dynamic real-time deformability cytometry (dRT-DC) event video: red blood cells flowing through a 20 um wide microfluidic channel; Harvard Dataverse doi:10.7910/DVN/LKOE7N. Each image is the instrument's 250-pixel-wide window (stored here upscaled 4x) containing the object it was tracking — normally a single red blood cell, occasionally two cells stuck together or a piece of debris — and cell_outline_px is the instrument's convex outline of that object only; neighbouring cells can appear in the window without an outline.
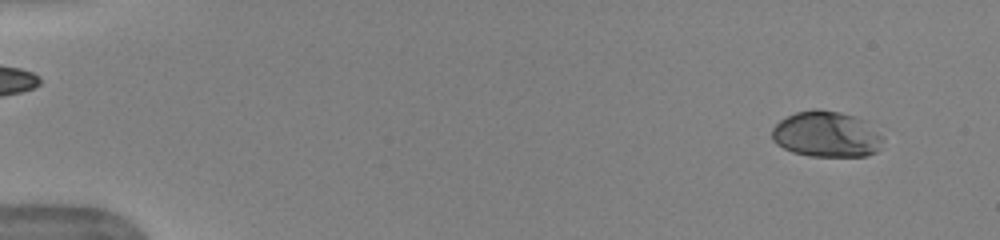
{"species": "human", "species_latin": "Homo sapiens", "temperature_condition": "warm", "stored_images_in_passage": 52, "camera_frame_rate_fps": 3000, "um_per_image_px": 0.085, "donor": {"sex": "female"}, "frame": {"image": 1, "passage_image": 4, "time_ms": 1.0, "image_size_px": [1000, 240], "cell_outline_px": [[884, 140], [876, 152], [864, 156], [808, 156], [792, 152], [776, 144], [772, 140], [772, 128], [780, 120], [796, 112], [812, 108], [820, 108], [840, 112], [852, 116], [860, 120], [880, 136]], "centroid_in_image_um": [70.16, 11.42], "position_along_channel_um": 14.8, "area_um2": 29.3}}
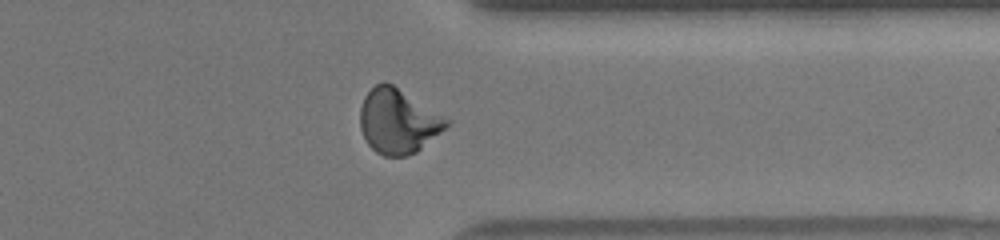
{"frame": {"image": 2, "passage_image": 42, "time_ms": 13.667, "image_size_px": [1000, 240], "cell_outline_px": [[452, 124], [416, 152], [408, 156], [384, 156], [376, 152], [368, 144], [360, 128], [360, 108], [364, 96], [376, 84], [384, 80], [392, 84], [452, 120]], "centroid_in_image_um": [33.86, 10.3], "position_along_channel_um": 377.5, "area_um2": 32.71}}
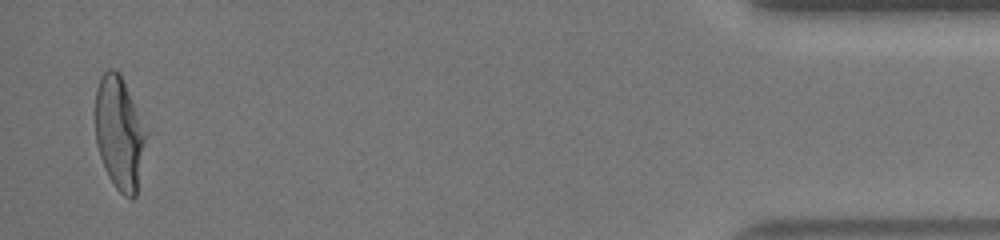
{"frame": {"image": 3, "passage_image": 51, "time_ms": 16.667, "image_size_px": [1000, 240], "cell_outline_px": [[148, 132], [136, 196], [132, 200], [124, 196], [116, 188], [108, 176], [104, 168], [96, 144], [96, 88], [104, 72], [108, 68], [112, 68], [120, 72]], "centroid_in_image_um": [10.17, 11.32], "position_along_channel_um": 425.0, "area_um2": 33.7}, "authors_computed_cell_mechanics": {"area_um2": 31.2698, "velocity_mm_per_s": 3.9366, "shape_relaxation_time_tau1_ms": 5.062, "shape_relaxation_time_tau2_ms": null, "deformation_change_tau1": 0.2004, "deformation_change_tau2": null}}